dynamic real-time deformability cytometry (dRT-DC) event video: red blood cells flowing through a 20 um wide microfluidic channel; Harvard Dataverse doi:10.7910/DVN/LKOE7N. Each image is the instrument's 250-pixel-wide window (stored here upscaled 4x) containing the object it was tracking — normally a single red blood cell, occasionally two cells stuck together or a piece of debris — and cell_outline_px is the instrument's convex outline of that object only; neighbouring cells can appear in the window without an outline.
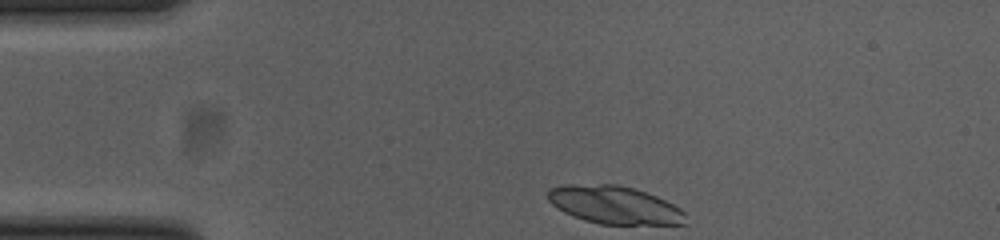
{"species": "common noctule bat (a hibernating species)", "species_latin": "Nyctalus noctula", "temperature_condition": "cold", "stored_images_in_passage": 37, "camera_frame_rate_fps": 3000, "um_per_image_px": 0.085, "animal": {"sex": "female", "body_mass_g": 23.0, "forearm_length_mm": 53.4}, "frame": {"image": 1, "passage_image": 1, "time_ms": 0.0, "image_size_px": [1000, 240], "cell_outline_px": [[684, 224], [600, 224], [584, 220], [572, 216], [564, 212], [552, 204], [548, 200], [548, 188], [564, 184], [616, 184], [636, 188], [656, 196], [680, 208], [684, 212]], "centroid_in_image_um": [52.18, 17.4], "position_along_channel_um": 32.8, "area_um2": 30.4}}
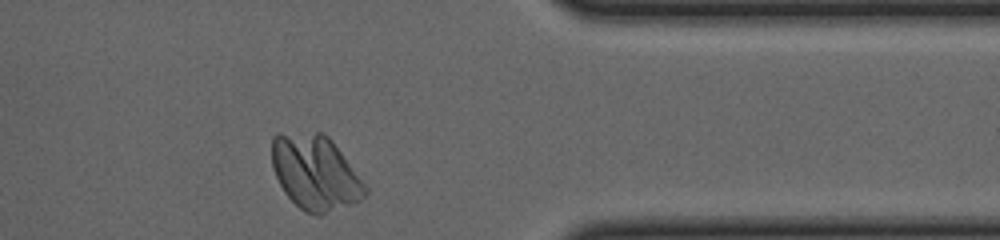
{"frame": {"image": 2, "passage_image": 35, "time_ms": 11.333, "image_size_px": [1000, 240], "cell_outline_px": [[368, 192], [360, 200], [352, 204], [320, 216], [316, 216], [304, 212], [284, 192], [272, 168], [272, 136], [276, 132], [324, 132], [332, 140], [368, 188]], "centroid_in_image_um": [26.78, 14.66], "position_along_channel_um": 384.6, "area_um2": 40.98}}